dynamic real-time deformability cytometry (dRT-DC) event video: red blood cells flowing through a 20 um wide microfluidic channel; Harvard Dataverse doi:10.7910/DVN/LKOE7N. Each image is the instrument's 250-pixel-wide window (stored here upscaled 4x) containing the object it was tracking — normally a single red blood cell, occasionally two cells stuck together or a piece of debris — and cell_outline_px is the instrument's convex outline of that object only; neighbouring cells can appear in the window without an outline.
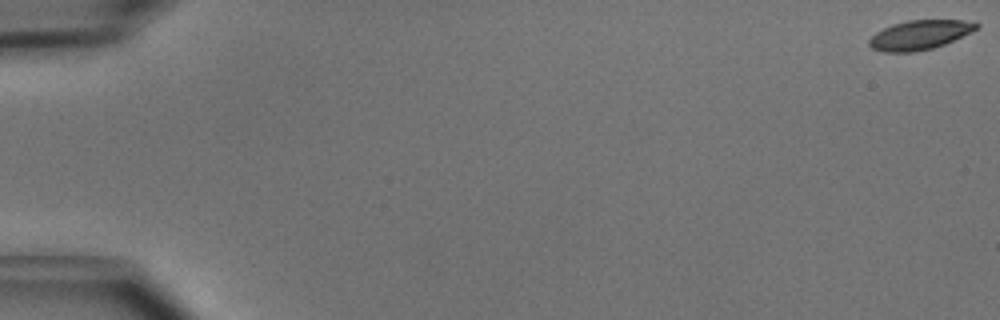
{"species": "common noctule bat (a hibernating species)", "species_latin": "Nyctalus noctula", "temperature_condition": "cold", "stored_images_in_passage": 24, "camera_frame_rate_fps": 3000, "um_per_image_px": 0.085, "animal": {"sex": "male", "body_mass_g": 15.6}, "frame": {"image": 1, "passage_image": 1, "time_ms": 0.0, "image_size_px": [1000, 320], "cell_outline_px": [[980, 24], [976, 28], [944, 44], [932, 48], [912, 52], [884, 52], [872, 48], [868, 44], [868, 40], [876, 32], [892, 24], [908, 20], [960, 20]], "centroid_in_image_um": [78.09, 2.97], "position_along_channel_um": 6.9, "area_um2": 17.92}}
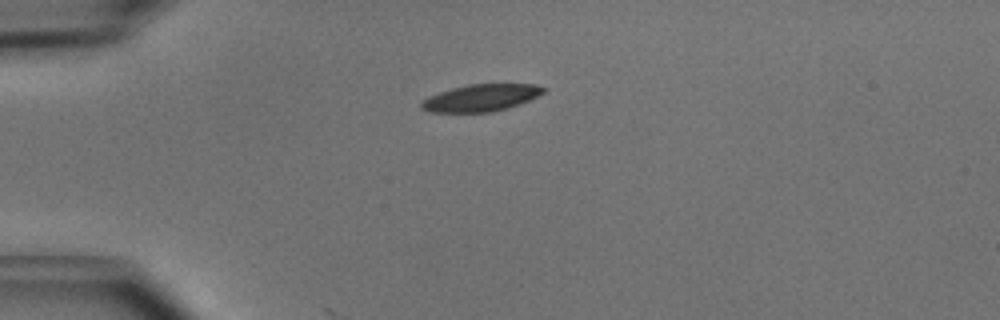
{"frame": {"image": 2, "passage_image": 14, "time_ms": 4.333, "image_size_px": [1000, 320], "cell_outline_px": [[548, 88], [544, 92], [528, 100], [492, 112], [432, 112], [420, 108], [420, 100], [428, 96], [452, 88], [468, 84], [536, 84]], "centroid_in_image_um": [40.84, 8.3], "position_along_channel_um": 44.2, "area_um2": 19.07}}